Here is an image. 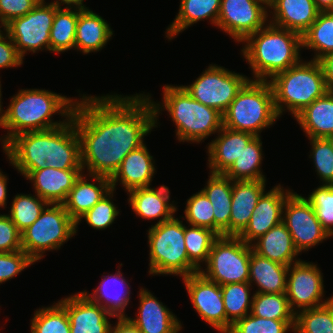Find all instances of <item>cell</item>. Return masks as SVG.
<instances>
[{
    "label": "cell",
    "instance_id": "cell-33",
    "mask_svg": "<svg viewBox=\"0 0 333 333\" xmlns=\"http://www.w3.org/2000/svg\"><path fill=\"white\" fill-rule=\"evenodd\" d=\"M207 185L201 190L213 206L214 232L229 236V220L232 202V180L224 174L209 173Z\"/></svg>",
    "mask_w": 333,
    "mask_h": 333
},
{
    "label": "cell",
    "instance_id": "cell-14",
    "mask_svg": "<svg viewBox=\"0 0 333 333\" xmlns=\"http://www.w3.org/2000/svg\"><path fill=\"white\" fill-rule=\"evenodd\" d=\"M268 6L261 0H221L216 27L242 43L269 22Z\"/></svg>",
    "mask_w": 333,
    "mask_h": 333
},
{
    "label": "cell",
    "instance_id": "cell-61",
    "mask_svg": "<svg viewBox=\"0 0 333 333\" xmlns=\"http://www.w3.org/2000/svg\"><path fill=\"white\" fill-rule=\"evenodd\" d=\"M2 84H0V110H1V89H2Z\"/></svg>",
    "mask_w": 333,
    "mask_h": 333
},
{
    "label": "cell",
    "instance_id": "cell-44",
    "mask_svg": "<svg viewBox=\"0 0 333 333\" xmlns=\"http://www.w3.org/2000/svg\"><path fill=\"white\" fill-rule=\"evenodd\" d=\"M115 190H111L100 201H98L90 210L82 215L76 222V233L81 220L85 219L86 223L95 230H104L109 228L120 213V209L113 202Z\"/></svg>",
    "mask_w": 333,
    "mask_h": 333
},
{
    "label": "cell",
    "instance_id": "cell-55",
    "mask_svg": "<svg viewBox=\"0 0 333 333\" xmlns=\"http://www.w3.org/2000/svg\"><path fill=\"white\" fill-rule=\"evenodd\" d=\"M7 180H9L7 175L0 170V208L4 209L7 208Z\"/></svg>",
    "mask_w": 333,
    "mask_h": 333
},
{
    "label": "cell",
    "instance_id": "cell-49",
    "mask_svg": "<svg viewBox=\"0 0 333 333\" xmlns=\"http://www.w3.org/2000/svg\"><path fill=\"white\" fill-rule=\"evenodd\" d=\"M33 264L35 262L23 250L0 253V285Z\"/></svg>",
    "mask_w": 333,
    "mask_h": 333
},
{
    "label": "cell",
    "instance_id": "cell-16",
    "mask_svg": "<svg viewBox=\"0 0 333 333\" xmlns=\"http://www.w3.org/2000/svg\"><path fill=\"white\" fill-rule=\"evenodd\" d=\"M2 149L12 167L25 177L30 171L41 170L47 166L50 130L21 133Z\"/></svg>",
    "mask_w": 333,
    "mask_h": 333
},
{
    "label": "cell",
    "instance_id": "cell-5",
    "mask_svg": "<svg viewBox=\"0 0 333 333\" xmlns=\"http://www.w3.org/2000/svg\"><path fill=\"white\" fill-rule=\"evenodd\" d=\"M269 82L279 118L287 111L295 117L328 92L323 67L320 61L315 60L302 59L297 65L276 74Z\"/></svg>",
    "mask_w": 333,
    "mask_h": 333
},
{
    "label": "cell",
    "instance_id": "cell-11",
    "mask_svg": "<svg viewBox=\"0 0 333 333\" xmlns=\"http://www.w3.org/2000/svg\"><path fill=\"white\" fill-rule=\"evenodd\" d=\"M58 8L53 2L40 0L26 15L15 18L6 25V32L22 59L27 52H50V31Z\"/></svg>",
    "mask_w": 333,
    "mask_h": 333
},
{
    "label": "cell",
    "instance_id": "cell-41",
    "mask_svg": "<svg viewBox=\"0 0 333 333\" xmlns=\"http://www.w3.org/2000/svg\"><path fill=\"white\" fill-rule=\"evenodd\" d=\"M293 333H333V299L320 307L299 311Z\"/></svg>",
    "mask_w": 333,
    "mask_h": 333
},
{
    "label": "cell",
    "instance_id": "cell-3",
    "mask_svg": "<svg viewBox=\"0 0 333 333\" xmlns=\"http://www.w3.org/2000/svg\"><path fill=\"white\" fill-rule=\"evenodd\" d=\"M242 43L241 54L251 68L252 80L270 81L302 60V36L269 22Z\"/></svg>",
    "mask_w": 333,
    "mask_h": 333
},
{
    "label": "cell",
    "instance_id": "cell-42",
    "mask_svg": "<svg viewBox=\"0 0 333 333\" xmlns=\"http://www.w3.org/2000/svg\"><path fill=\"white\" fill-rule=\"evenodd\" d=\"M49 203L37 194H17L13 197L10 213L7 214L17 229L22 232L32 225Z\"/></svg>",
    "mask_w": 333,
    "mask_h": 333
},
{
    "label": "cell",
    "instance_id": "cell-43",
    "mask_svg": "<svg viewBox=\"0 0 333 333\" xmlns=\"http://www.w3.org/2000/svg\"><path fill=\"white\" fill-rule=\"evenodd\" d=\"M219 236L212 230L189 225L185 226V247L189 260L200 270L201 264H206L213 242Z\"/></svg>",
    "mask_w": 333,
    "mask_h": 333
},
{
    "label": "cell",
    "instance_id": "cell-39",
    "mask_svg": "<svg viewBox=\"0 0 333 333\" xmlns=\"http://www.w3.org/2000/svg\"><path fill=\"white\" fill-rule=\"evenodd\" d=\"M250 313L257 317L281 321H295L296 316L290 308L286 293L253 292Z\"/></svg>",
    "mask_w": 333,
    "mask_h": 333
},
{
    "label": "cell",
    "instance_id": "cell-58",
    "mask_svg": "<svg viewBox=\"0 0 333 333\" xmlns=\"http://www.w3.org/2000/svg\"><path fill=\"white\" fill-rule=\"evenodd\" d=\"M3 29V31L1 30ZM6 31V25L0 19V35Z\"/></svg>",
    "mask_w": 333,
    "mask_h": 333
},
{
    "label": "cell",
    "instance_id": "cell-36",
    "mask_svg": "<svg viewBox=\"0 0 333 333\" xmlns=\"http://www.w3.org/2000/svg\"><path fill=\"white\" fill-rule=\"evenodd\" d=\"M302 48L314 51L311 60L315 61L333 53V11H320L315 22L302 35Z\"/></svg>",
    "mask_w": 333,
    "mask_h": 333
},
{
    "label": "cell",
    "instance_id": "cell-50",
    "mask_svg": "<svg viewBox=\"0 0 333 333\" xmlns=\"http://www.w3.org/2000/svg\"><path fill=\"white\" fill-rule=\"evenodd\" d=\"M22 250L21 232L7 214L0 213V253Z\"/></svg>",
    "mask_w": 333,
    "mask_h": 333
},
{
    "label": "cell",
    "instance_id": "cell-12",
    "mask_svg": "<svg viewBox=\"0 0 333 333\" xmlns=\"http://www.w3.org/2000/svg\"><path fill=\"white\" fill-rule=\"evenodd\" d=\"M282 222L301 254L331 237L317 219L311 202L294 190L284 204Z\"/></svg>",
    "mask_w": 333,
    "mask_h": 333
},
{
    "label": "cell",
    "instance_id": "cell-56",
    "mask_svg": "<svg viewBox=\"0 0 333 333\" xmlns=\"http://www.w3.org/2000/svg\"><path fill=\"white\" fill-rule=\"evenodd\" d=\"M84 0H54L53 3L59 8H62V5H65L64 8H75L80 10H87L89 7H86L83 4Z\"/></svg>",
    "mask_w": 333,
    "mask_h": 333
},
{
    "label": "cell",
    "instance_id": "cell-30",
    "mask_svg": "<svg viewBox=\"0 0 333 333\" xmlns=\"http://www.w3.org/2000/svg\"><path fill=\"white\" fill-rule=\"evenodd\" d=\"M251 246L258 255L286 266L302 260L297 258L300 253L296 249L292 236L283 222L275 225L266 234L260 236Z\"/></svg>",
    "mask_w": 333,
    "mask_h": 333
},
{
    "label": "cell",
    "instance_id": "cell-23",
    "mask_svg": "<svg viewBox=\"0 0 333 333\" xmlns=\"http://www.w3.org/2000/svg\"><path fill=\"white\" fill-rule=\"evenodd\" d=\"M254 137L255 135L252 133L232 130L223 126L216 138L206 146L210 173L224 174Z\"/></svg>",
    "mask_w": 333,
    "mask_h": 333
},
{
    "label": "cell",
    "instance_id": "cell-32",
    "mask_svg": "<svg viewBox=\"0 0 333 333\" xmlns=\"http://www.w3.org/2000/svg\"><path fill=\"white\" fill-rule=\"evenodd\" d=\"M221 0H180L179 12L167 27L165 36L173 40L199 21L209 20L216 27Z\"/></svg>",
    "mask_w": 333,
    "mask_h": 333
},
{
    "label": "cell",
    "instance_id": "cell-37",
    "mask_svg": "<svg viewBox=\"0 0 333 333\" xmlns=\"http://www.w3.org/2000/svg\"><path fill=\"white\" fill-rule=\"evenodd\" d=\"M79 9L58 8L50 31V53H63L75 49V35Z\"/></svg>",
    "mask_w": 333,
    "mask_h": 333
},
{
    "label": "cell",
    "instance_id": "cell-45",
    "mask_svg": "<svg viewBox=\"0 0 333 333\" xmlns=\"http://www.w3.org/2000/svg\"><path fill=\"white\" fill-rule=\"evenodd\" d=\"M295 321L257 317L249 313L236 321L227 333H287L294 332Z\"/></svg>",
    "mask_w": 333,
    "mask_h": 333
},
{
    "label": "cell",
    "instance_id": "cell-4",
    "mask_svg": "<svg viewBox=\"0 0 333 333\" xmlns=\"http://www.w3.org/2000/svg\"><path fill=\"white\" fill-rule=\"evenodd\" d=\"M162 89V102H155L147 94L154 108L155 127H158L159 114L164 110L175 123L177 140L183 143L200 144L223 127V114L193 99L181 85L166 84Z\"/></svg>",
    "mask_w": 333,
    "mask_h": 333
},
{
    "label": "cell",
    "instance_id": "cell-35",
    "mask_svg": "<svg viewBox=\"0 0 333 333\" xmlns=\"http://www.w3.org/2000/svg\"><path fill=\"white\" fill-rule=\"evenodd\" d=\"M262 147L261 136H255L224 175L232 181L266 179L261 169L264 158Z\"/></svg>",
    "mask_w": 333,
    "mask_h": 333
},
{
    "label": "cell",
    "instance_id": "cell-27",
    "mask_svg": "<svg viewBox=\"0 0 333 333\" xmlns=\"http://www.w3.org/2000/svg\"><path fill=\"white\" fill-rule=\"evenodd\" d=\"M87 176L84 173L80 175L62 203L75 222L112 190L110 178L89 174Z\"/></svg>",
    "mask_w": 333,
    "mask_h": 333
},
{
    "label": "cell",
    "instance_id": "cell-8",
    "mask_svg": "<svg viewBox=\"0 0 333 333\" xmlns=\"http://www.w3.org/2000/svg\"><path fill=\"white\" fill-rule=\"evenodd\" d=\"M76 235V222L63 204L49 203L38 219L21 232L22 250L36 263L47 251L59 250Z\"/></svg>",
    "mask_w": 333,
    "mask_h": 333
},
{
    "label": "cell",
    "instance_id": "cell-53",
    "mask_svg": "<svg viewBox=\"0 0 333 333\" xmlns=\"http://www.w3.org/2000/svg\"><path fill=\"white\" fill-rule=\"evenodd\" d=\"M109 333H141V331L128 319V316H122L117 317L115 324H111Z\"/></svg>",
    "mask_w": 333,
    "mask_h": 333
},
{
    "label": "cell",
    "instance_id": "cell-21",
    "mask_svg": "<svg viewBox=\"0 0 333 333\" xmlns=\"http://www.w3.org/2000/svg\"><path fill=\"white\" fill-rule=\"evenodd\" d=\"M46 164L62 170L82 169L80 138L75 128V108L65 124L50 129L49 161Z\"/></svg>",
    "mask_w": 333,
    "mask_h": 333
},
{
    "label": "cell",
    "instance_id": "cell-20",
    "mask_svg": "<svg viewBox=\"0 0 333 333\" xmlns=\"http://www.w3.org/2000/svg\"><path fill=\"white\" fill-rule=\"evenodd\" d=\"M154 163L155 160L144 143L124 157L120 167L110 178L111 188L116 190L118 183L125 188V192L150 187L153 176L156 174Z\"/></svg>",
    "mask_w": 333,
    "mask_h": 333
},
{
    "label": "cell",
    "instance_id": "cell-6",
    "mask_svg": "<svg viewBox=\"0 0 333 333\" xmlns=\"http://www.w3.org/2000/svg\"><path fill=\"white\" fill-rule=\"evenodd\" d=\"M278 119L270 82L250 78L223 113V126L260 136Z\"/></svg>",
    "mask_w": 333,
    "mask_h": 333
},
{
    "label": "cell",
    "instance_id": "cell-26",
    "mask_svg": "<svg viewBox=\"0 0 333 333\" xmlns=\"http://www.w3.org/2000/svg\"><path fill=\"white\" fill-rule=\"evenodd\" d=\"M265 187L266 179L232 181L229 236L238 237L245 230Z\"/></svg>",
    "mask_w": 333,
    "mask_h": 333
},
{
    "label": "cell",
    "instance_id": "cell-46",
    "mask_svg": "<svg viewBox=\"0 0 333 333\" xmlns=\"http://www.w3.org/2000/svg\"><path fill=\"white\" fill-rule=\"evenodd\" d=\"M186 202L185 215L180 216V218L186 219V223L189 225L204 227L214 231L213 206L206 194L200 190L191 195Z\"/></svg>",
    "mask_w": 333,
    "mask_h": 333
},
{
    "label": "cell",
    "instance_id": "cell-2",
    "mask_svg": "<svg viewBox=\"0 0 333 333\" xmlns=\"http://www.w3.org/2000/svg\"><path fill=\"white\" fill-rule=\"evenodd\" d=\"M77 100L45 89L26 88L18 90L4 110L1 91L0 128L7 130L0 137L1 147L21 133L50 130L65 124L72 117ZM55 114L64 117L62 121L52 119Z\"/></svg>",
    "mask_w": 333,
    "mask_h": 333
},
{
    "label": "cell",
    "instance_id": "cell-31",
    "mask_svg": "<svg viewBox=\"0 0 333 333\" xmlns=\"http://www.w3.org/2000/svg\"><path fill=\"white\" fill-rule=\"evenodd\" d=\"M289 266L271 261L255 253L251 246L249 283L256 284L257 293H286Z\"/></svg>",
    "mask_w": 333,
    "mask_h": 333
},
{
    "label": "cell",
    "instance_id": "cell-59",
    "mask_svg": "<svg viewBox=\"0 0 333 333\" xmlns=\"http://www.w3.org/2000/svg\"><path fill=\"white\" fill-rule=\"evenodd\" d=\"M264 2L267 6H269L274 0H261Z\"/></svg>",
    "mask_w": 333,
    "mask_h": 333
},
{
    "label": "cell",
    "instance_id": "cell-60",
    "mask_svg": "<svg viewBox=\"0 0 333 333\" xmlns=\"http://www.w3.org/2000/svg\"><path fill=\"white\" fill-rule=\"evenodd\" d=\"M327 139L329 140L331 146H332V149H333V135L327 137Z\"/></svg>",
    "mask_w": 333,
    "mask_h": 333
},
{
    "label": "cell",
    "instance_id": "cell-29",
    "mask_svg": "<svg viewBox=\"0 0 333 333\" xmlns=\"http://www.w3.org/2000/svg\"><path fill=\"white\" fill-rule=\"evenodd\" d=\"M114 35L110 24L93 10H80L76 26L75 50L83 54L101 51Z\"/></svg>",
    "mask_w": 333,
    "mask_h": 333
},
{
    "label": "cell",
    "instance_id": "cell-25",
    "mask_svg": "<svg viewBox=\"0 0 333 333\" xmlns=\"http://www.w3.org/2000/svg\"><path fill=\"white\" fill-rule=\"evenodd\" d=\"M268 10L269 23L301 36L315 22L320 13L314 0H274L268 6Z\"/></svg>",
    "mask_w": 333,
    "mask_h": 333
},
{
    "label": "cell",
    "instance_id": "cell-40",
    "mask_svg": "<svg viewBox=\"0 0 333 333\" xmlns=\"http://www.w3.org/2000/svg\"><path fill=\"white\" fill-rule=\"evenodd\" d=\"M30 333H71L66 309L58 301L36 309L30 322Z\"/></svg>",
    "mask_w": 333,
    "mask_h": 333
},
{
    "label": "cell",
    "instance_id": "cell-48",
    "mask_svg": "<svg viewBox=\"0 0 333 333\" xmlns=\"http://www.w3.org/2000/svg\"><path fill=\"white\" fill-rule=\"evenodd\" d=\"M322 227L333 238V184H321L306 197Z\"/></svg>",
    "mask_w": 333,
    "mask_h": 333
},
{
    "label": "cell",
    "instance_id": "cell-19",
    "mask_svg": "<svg viewBox=\"0 0 333 333\" xmlns=\"http://www.w3.org/2000/svg\"><path fill=\"white\" fill-rule=\"evenodd\" d=\"M138 313L131 320L141 333H179L181 321L156 298L148 289L140 287L138 291Z\"/></svg>",
    "mask_w": 333,
    "mask_h": 333
},
{
    "label": "cell",
    "instance_id": "cell-57",
    "mask_svg": "<svg viewBox=\"0 0 333 333\" xmlns=\"http://www.w3.org/2000/svg\"><path fill=\"white\" fill-rule=\"evenodd\" d=\"M320 11H333V0H314Z\"/></svg>",
    "mask_w": 333,
    "mask_h": 333
},
{
    "label": "cell",
    "instance_id": "cell-28",
    "mask_svg": "<svg viewBox=\"0 0 333 333\" xmlns=\"http://www.w3.org/2000/svg\"><path fill=\"white\" fill-rule=\"evenodd\" d=\"M122 265V263L119 264L115 274H107V276L104 274L102 281L93 292L83 291L92 301L100 304L109 313L113 314L115 318L128 316L125 314V310L131 302V285L125 279L123 273L119 271Z\"/></svg>",
    "mask_w": 333,
    "mask_h": 333
},
{
    "label": "cell",
    "instance_id": "cell-34",
    "mask_svg": "<svg viewBox=\"0 0 333 333\" xmlns=\"http://www.w3.org/2000/svg\"><path fill=\"white\" fill-rule=\"evenodd\" d=\"M294 119L307 138H327L333 135V92L315 99Z\"/></svg>",
    "mask_w": 333,
    "mask_h": 333
},
{
    "label": "cell",
    "instance_id": "cell-9",
    "mask_svg": "<svg viewBox=\"0 0 333 333\" xmlns=\"http://www.w3.org/2000/svg\"><path fill=\"white\" fill-rule=\"evenodd\" d=\"M251 245L239 237L219 236L211 247L206 266L200 273L220 286L249 281Z\"/></svg>",
    "mask_w": 333,
    "mask_h": 333
},
{
    "label": "cell",
    "instance_id": "cell-1",
    "mask_svg": "<svg viewBox=\"0 0 333 333\" xmlns=\"http://www.w3.org/2000/svg\"><path fill=\"white\" fill-rule=\"evenodd\" d=\"M144 93L80 95L75 128L83 173L111 178L124 157L145 143L156 127L151 99Z\"/></svg>",
    "mask_w": 333,
    "mask_h": 333
},
{
    "label": "cell",
    "instance_id": "cell-38",
    "mask_svg": "<svg viewBox=\"0 0 333 333\" xmlns=\"http://www.w3.org/2000/svg\"><path fill=\"white\" fill-rule=\"evenodd\" d=\"M252 287L254 286H251L249 282L229 283L221 286L226 311V333L236 321L250 313L253 302Z\"/></svg>",
    "mask_w": 333,
    "mask_h": 333
},
{
    "label": "cell",
    "instance_id": "cell-24",
    "mask_svg": "<svg viewBox=\"0 0 333 333\" xmlns=\"http://www.w3.org/2000/svg\"><path fill=\"white\" fill-rule=\"evenodd\" d=\"M83 173L82 169L62 170L46 166L30 171L24 178L31 181L34 193L52 204H62Z\"/></svg>",
    "mask_w": 333,
    "mask_h": 333
},
{
    "label": "cell",
    "instance_id": "cell-52",
    "mask_svg": "<svg viewBox=\"0 0 333 333\" xmlns=\"http://www.w3.org/2000/svg\"><path fill=\"white\" fill-rule=\"evenodd\" d=\"M22 64L23 59L18 54L11 37L5 31L0 35V69L18 68V66L20 67Z\"/></svg>",
    "mask_w": 333,
    "mask_h": 333
},
{
    "label": "cell",
    "instance_id": "cell-18",
    "mask_svg": "<svg viewBox=\"0 0 333 333\" xmlns=\"http://www.w3.org/2000/svg\"><path fill=\"white\" fill-rule=\"evenodd\" d=\"M292 191L281 184L272 187L268 192L265 191L254 208L247 227L238 237L251 245L275 225L281 223L284 204Z\"/></svg>",
    "mask_w": 333,
    "mask_h": 333
},
{
    "label": "cell",
    "instance_id": "cell-47",
    "mask_svg": "<svg viewBox=\"0 0 333 333\" xmlns=\"http://www.w3.org/2000/svg\"><path fill=\"white\" fill-rule=\"evenodd\" d=\"M314 169L321 184H333V149L327 138H308Z\"/></svg>",
    "mask_w": 333,
    "mask_h": 333
},
{
    "label": "cell",
    "instance_id": "cell-15",
    "mask_svg": "<svg viewBox=\"0 0 333 333\" xmlns=\"http://www.w3.org/2000/svg\"><path fill=\"white\" fill-rule=\"evenodd\" d=\"M189 299L200 318L218 331L226 333V311L221 286L200 272L182 278Z\"/></svg>",
    "mask_w": 333,
    "mask_h": 333
},
{
    "label": "cell",
    "instance_id": "cell-54",
    "mask_svg": "<svg viewBox=\"0 0 333 333\" xmlns=\"http://www.w3.org/2000/svg\"><path fill=\"white\" fill-rule=\"evenodd\" d=\"M324 70L325 82L328 92H333V53L320 60Z\"/></svg>",
    "mask_w": 333,
    "mask_h": 333
},
{
    "label": "cell",
    "instance_id": "cell-13",
    "mask_svg": "<svg viewBox=\"0 0 333 333\" xmlns=\"http://www.w3.org/2000/svg\"><path fill=\"white\" fill-rule=\"evenodd\" d=\"M317 265L300 260L288 268L286 296L295 314L305 309L320 307L333 299V295L323 298L324 276Z\"/></svg>",
    "mask_w": 333,
    "mask_h": 333
},
{
    "label": "cell",
    "instance_id": "cell-7",
    "mask_svg": "<svg viewBox=\"0 0 333 333\" xmlns=\"http://www.w3.org/2000/svg\"><path fill=\"white\" fill-rule=\"evenodd\" d=\"M149 275H174L181 278L200 270L189 260L185 247V224L175 215L147 230Z\"/></svg>",
    "mask_w": 333,
    "mask_h": 333
},
{
    "label": "cell",
    "instance_id": "cell-10",
    "mask_svg": "<svg viewBox=\"0 0 333 333\" xmlns=\"http://www.w3.org/2000/svg\"><path fill=\"white\" fill-rule=\"evenodd\" d=\"M248 80V76L212 63L192 84L181 86L193 99L223 114Z\"/></svg>",
    "mask_w": 333,
    "mask_h": 333
},
{
    "label": "cell",
    "instance_id": "cell-51",
    "mask_svg": "<svg viewBox=\"0 0 333 333\" xmlns=\"http://www.w3.org/2000/svg\"><path fill=\"white\" fill-rule=\"evenodd\" d=\"M40 0H0V19L7 25L31 11Z\"/></svg>",
    "mask_w": 333,
    "mask_h": 333
},
{
    "label": "cell",
    "instance_id": "cell-17",
    "mask_svg": "<svg viewBox=\"0 0 333 333\" xmlns=\"http://www.w3.org/2000/svg\"><path fill=\"white\" fill-rule=\"evenodd\" d=\"M58 302L66 309L71 333H109L115 316L92 301L83 291L66 296Z\"/></svg>",
    "mask_w": 333,
    "mask_h": 333
},
{
    "label": "cell",
    "instance_id": "cell-22",
    "mask_svg": "<svg viewBox=\"0 0 333 333\" xmlns=\"http://www.w3.org/2000/svg\"><path fill=\"white\" fill-rule=\"evenodd\" d=\"M128 194V203L133 212L142 219L157 220L156 224L171 219L176 211L175 201L170 202V190L168 186L160 187H143L133 189Z\"/></svg>",
    "mask_w": 333,
    "mask_h": 333
}]
</instances>
